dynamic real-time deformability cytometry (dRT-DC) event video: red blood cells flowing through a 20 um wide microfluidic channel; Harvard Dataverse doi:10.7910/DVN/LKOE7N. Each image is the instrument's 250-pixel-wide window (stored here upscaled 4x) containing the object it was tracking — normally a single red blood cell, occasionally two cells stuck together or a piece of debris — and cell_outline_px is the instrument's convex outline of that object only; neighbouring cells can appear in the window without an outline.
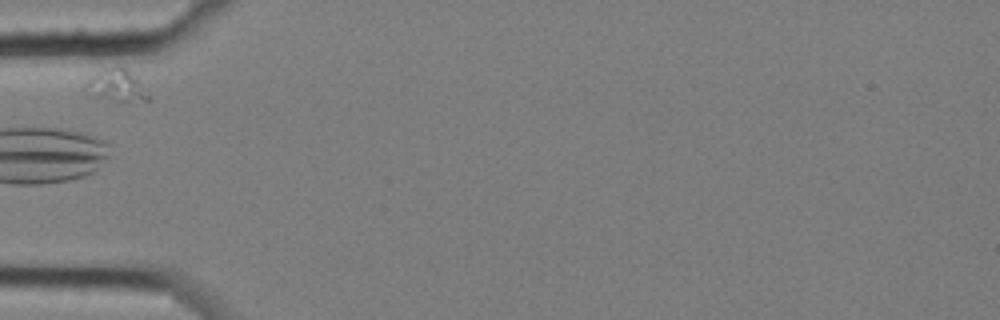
{"species": "common noctule bat (a hibernating species)", "species_latin": "Nyctalus noctula", "temperature_condition": "cold", "stored_images_in_passage": 5, "camera_frame_rate_fps": 3000, "um_per_image_px": 0.085, "animal": {"sex": "female", "body_mass_g": 25.1}, "frame": {"image": 1, "passage_image": 3, "time_ms": 0.667, "image_size_px": [1000, 320], "cell_outline_px": [[152, 100], [112, 100], [92, 96], [88, 84], [100, 56], [108, 52], [124, 52]], "centroid_in_image_um": [9.92, 6.74], "position_along_channel_um": 75.1, "area_um2": 15.09}}